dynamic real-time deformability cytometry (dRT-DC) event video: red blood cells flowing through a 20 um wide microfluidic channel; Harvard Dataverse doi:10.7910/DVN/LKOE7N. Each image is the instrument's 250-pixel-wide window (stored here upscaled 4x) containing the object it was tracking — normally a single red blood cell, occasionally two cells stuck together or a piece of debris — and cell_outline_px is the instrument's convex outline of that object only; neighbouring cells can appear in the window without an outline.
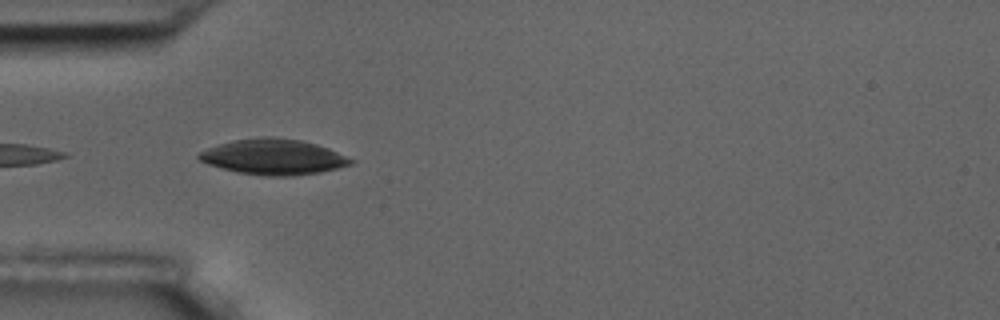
{"species": "common noctule bat (a hibernating species)", "species_latin": "Nyctalus noctula", "temperature_condition": "room temperature", "stored_images_in_passage": 13, "camera_frame_rate_fps": 3000, "um_per_image_px": 0.085, "animal": {"sex": "male", "body_mass_g": 17.5, "forearm_length_mm": 52.3}, "frame": {"image": 1, "passage_image": 3, "time_ms": 3.333, "image_size_px": [1000, 320], "cell_outline_px": [[356, 160], [352, 164], [340, 168], [320, 172], [292, 176], [264, 176], [236, 172], [220, 168], [208, 164], [200, 160], [196, 156], [196, 152], [232, 140], [260, 136], [272, 136], [300, 140], [316, 144], [328, 148]], "centroid_in_image_um": [23.23, 13.33], "position_along_channel_um": 61.8, "area_um2": 31.79}}
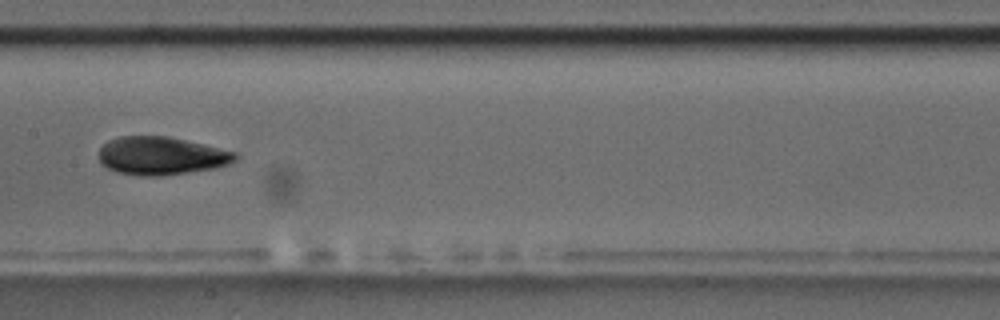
{"frame": {"image": 2, "passage_image": 6, "time_ms": 7.0, "image_size_px": [1000, 320], "cell_outline_px": [[240, 156], [236, 160], [228, 164], [216, 168], [160, 176], [140, 176], [116, 172], [108, 168], [100, 160], [100, 148], [108, 140], [120, 136], [168, 136], [204, 144], [236, 152]], "centroid_in_image_um": [13.74, 13.24], "position_along_channel_um": 193.7, "area_um2": 30.29}}
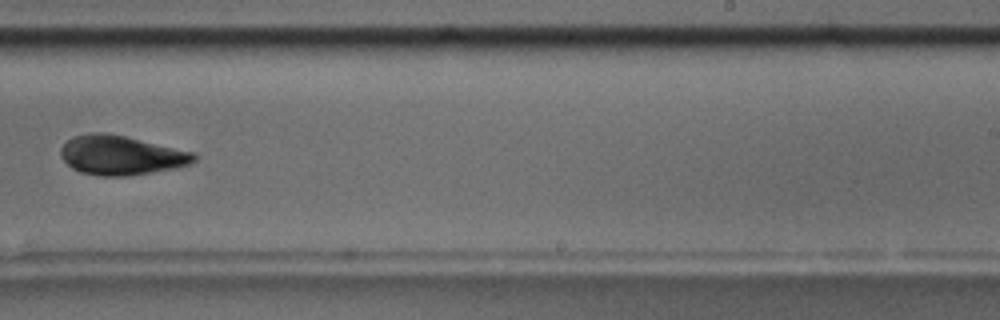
{"frame": {"image": 3, "passage_image": 8, "time_ms": 9.333, "image_size_px": [1000, 320], "cell_outline_px": [[200, 156], [196, 160], [188, 164], [176, 168], [128, 176], [100, 176], [80, 172], [72, 168], [60, 156], [60, 148], [72, 136], [88, 132], [104, 132], [124, 136], [196, 152]], "centroid_in_image_um": [10.3, 13.19], "position_along_channel_um": 278.7, "area_um2": 30.81}}